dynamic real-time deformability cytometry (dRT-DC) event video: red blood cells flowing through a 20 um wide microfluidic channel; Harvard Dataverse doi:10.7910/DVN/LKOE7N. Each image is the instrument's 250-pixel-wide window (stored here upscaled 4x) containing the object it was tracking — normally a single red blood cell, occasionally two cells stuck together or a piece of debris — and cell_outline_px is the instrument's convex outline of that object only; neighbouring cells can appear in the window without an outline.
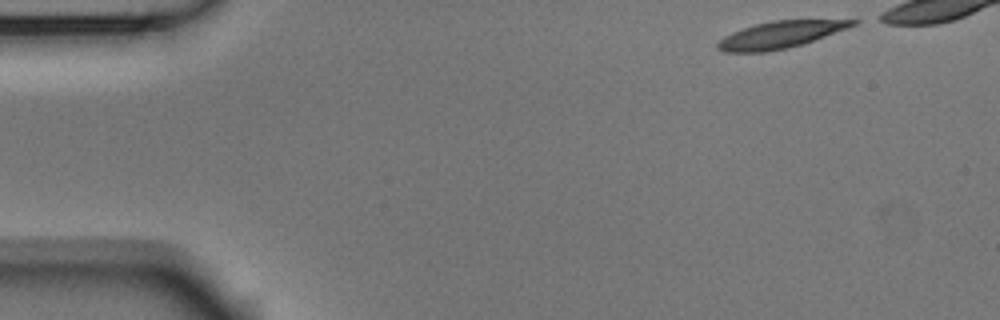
{"species": "Egyptian fruit bat (a non-hibernating species)", "species_latin": "Rousettus aegyptiacus", "temperature_condition": "room temperature", "stored_images_in_passage": 43, "camera_frame_rate_fps": 3000, "um_per_image_px": 0.085, "animal": {"sex": "male"}, "frame": {"image": 1, "passage_image": 1, "time_ms": 0.0, "image_size_px": [1000, 320], "cell_outline_px": [[864, 20], [856, 24], [804, 44], [788, 48], [764, 52], [724, 52], [716, 48], [716, 44], [724, 36], [732, 32], [756, 24], [772, 20], [856, 16]], "centroid_in_image_um": [66.54, 2.88], "position_along_channel_um": 18.5, "area_um2": 22.31}}
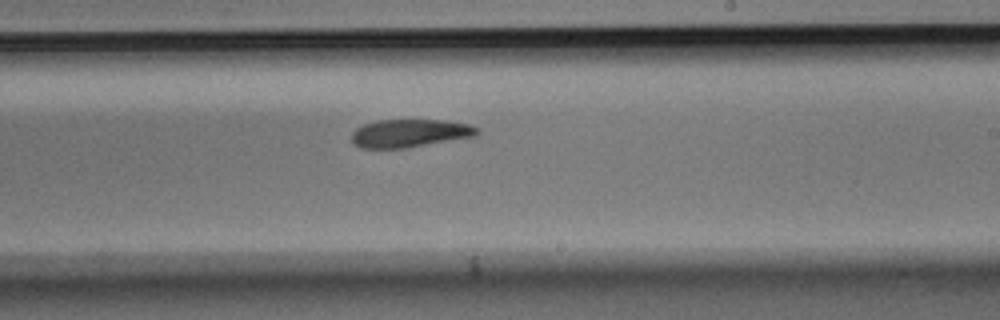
{"frame": {"image": 2, "passage_image": 28, "time_ms": 9.0, "image_size_px": [1000, 320], "cell_outline_px": [[480, 132], [476, 136], [404, 148], [360, 148], [352, 140], [352, 132], [356, 128], [364, 124], [376, 120], [444, 120], [468, 124], [476, 128]], "centroid_in_image_um": [34.82, 11.32], "position_along_channel_um": 254.2, "area_um2": 20.35}}
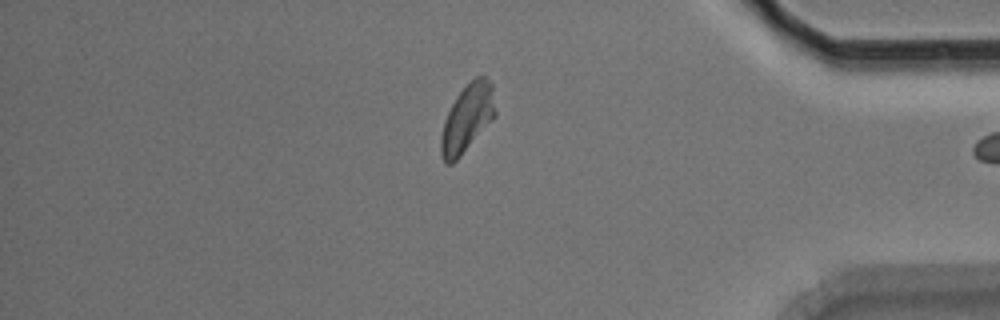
{"frame": {"image": 3, "passage_image": 42, "time_ms": 13.667, "image_size_px": [1000, 320], "cell_outline_px": [[496, 116], [460, 156], [452, 164], [444, 164], [440, 156], [440, 136], [444, 120], [456, 96], [476, 76], [484, 76], [492, 84], [496, 112]], "centroid_in_image_um": [39.7, 10.08], "position_along_channel_um": 395.5, "area_um2": 21.39}}